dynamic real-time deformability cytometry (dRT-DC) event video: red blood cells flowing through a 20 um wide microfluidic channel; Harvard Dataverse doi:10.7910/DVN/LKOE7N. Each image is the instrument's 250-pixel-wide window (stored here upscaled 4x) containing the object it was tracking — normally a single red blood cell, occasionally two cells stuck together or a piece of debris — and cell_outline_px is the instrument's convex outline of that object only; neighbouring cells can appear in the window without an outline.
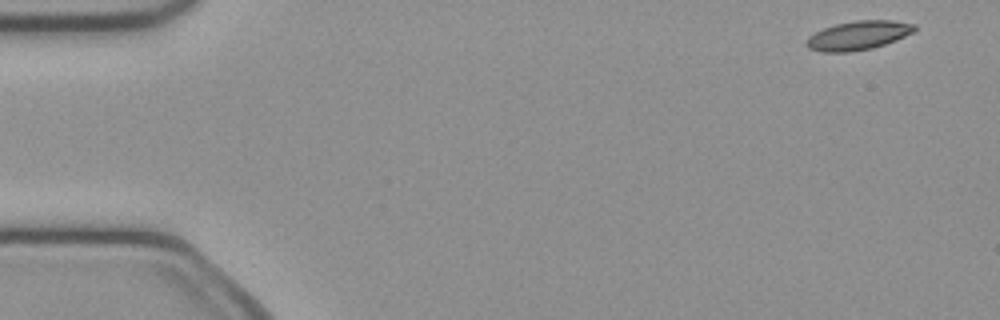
{"species": "common noctule bat (a hibernating species)", "species_latin": "Nyctalus noctula", "temperature_condition": "cold", "stored_images_in_passage": 49, "camera_frame_rate_fps": 3000, "um_per_image_px": 0.085, "animal": {"sex": "female", "body_mass_g": 21.9}, "frame": {"image": 1, "passage_image": 1, "time_ms": 0.0, "image_size_px": [1000, 320], "cell_outline_px": [[916, 28], [912, 32], [896, 40], [872, 48], [848, 52], [820, 52], [808, 48], [804, 44], [808, 36], [824, 28], [836, 24], [856, 20], [892, 20], [916, 24]], "centroid_in_image_um": [72.92, 3.01], "position_along_channel_um": 12.1, "area_um2": 18.21}}
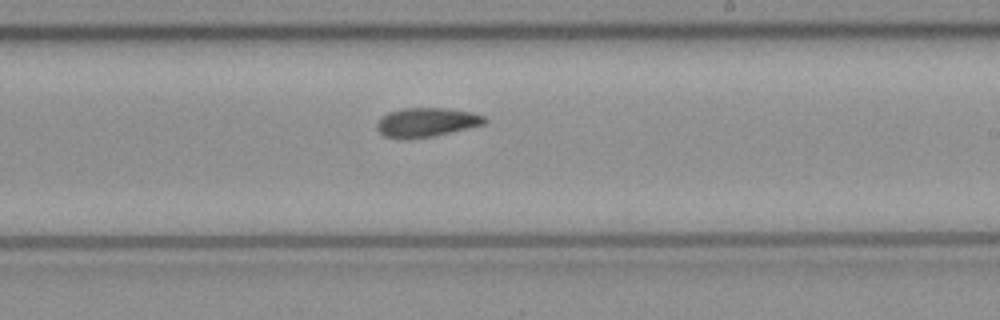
{"frame": {"image": 2, "passage_image": 28, "time_ms": 9.0, "image_size_px": [1000, 320], "cell_outline_px": [[488, 120], [484, 124], [468, 128], [432, 136], [408, 140], [400, 140], [384, 136], [376, 128], [376, 124], [380, 116], [388, 112], [404, 108], [444, 108], [472, 112], [484, 116]], "centroid_in_image_um": [36.19, 10.41], "position_along_channel_um": 252.8, "area_um2": 18.5}}
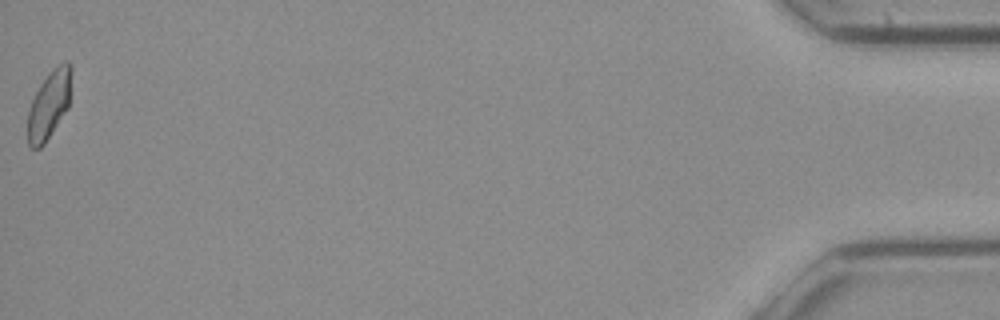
{"frame": {"image": 3, "passage_image": 49, "time_ms": 16.0, "image_size_px": [1000, 320], "cell_outline_px": [[72, 68], [68, 108], [44, 144], [40, 148], [32, 148], [28, 144], [28, 112], [32, 100], [40, 84], [52, 68], [56, 64], [64, 60], [68, 60], [72, 64]], "centroid_in_image_um": [4.19, 8.83], "position_along_channel_um": 431.0, "area_um2": 17.4}, "authors_computed_cell_mechanics": {"area_um2": 18.207, "velocity_mm_per_s": 4.0367, "shape_relaxation_time_tau1_ms": 6.855, "shape_relaxation_time_tau2_ms": 4.0049, "deformation_change_tau1": 0.1433, "deformation_change_tau2": 0.0993}}